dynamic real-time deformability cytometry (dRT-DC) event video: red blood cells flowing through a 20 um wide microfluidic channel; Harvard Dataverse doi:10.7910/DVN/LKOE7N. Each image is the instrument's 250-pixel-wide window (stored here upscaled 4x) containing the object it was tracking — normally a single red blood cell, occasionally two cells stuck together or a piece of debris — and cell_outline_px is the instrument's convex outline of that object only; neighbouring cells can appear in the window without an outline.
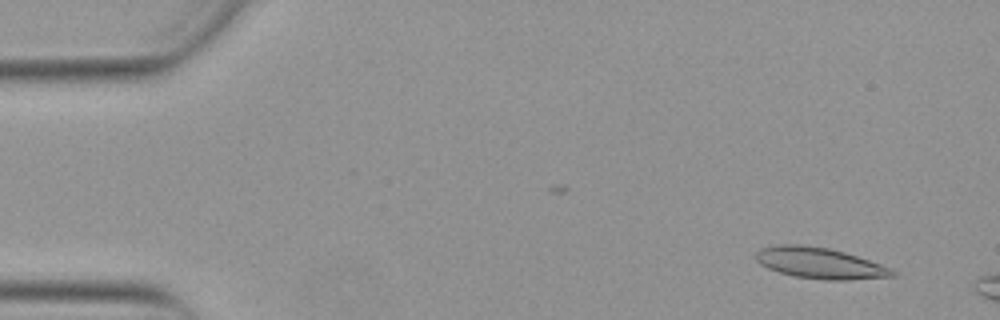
{"species": "Egyptian fruit bat (a non-hibernating species)", "species_latin": "Rousettus aegyptiacus", "temperature_condition": "warm", "stored_images_in_passage": 10, "camera_frame_rate_fps": 3000, "um_per_image_px": 0.085, "animal": {"sex": "female"}, "frame": {"image": 1, "passage_image": 4, "time_ms": 1.0, "image_size_px": [1000, 320], "cell_outline_px": [[896, 276], [848, 280], [824, 280], [796, 276], [780, 272], [768, 268], [760, 264], [756, 260], [756, 252], [760, 248], [780, 244], [800, 244], [828, 248], [844, 252], [892, 268], [896, 272]], "centroid_in_image_um": [69.68, 22.36], "position_along_channel_um": 15.3, "area_um2": 24.57}}